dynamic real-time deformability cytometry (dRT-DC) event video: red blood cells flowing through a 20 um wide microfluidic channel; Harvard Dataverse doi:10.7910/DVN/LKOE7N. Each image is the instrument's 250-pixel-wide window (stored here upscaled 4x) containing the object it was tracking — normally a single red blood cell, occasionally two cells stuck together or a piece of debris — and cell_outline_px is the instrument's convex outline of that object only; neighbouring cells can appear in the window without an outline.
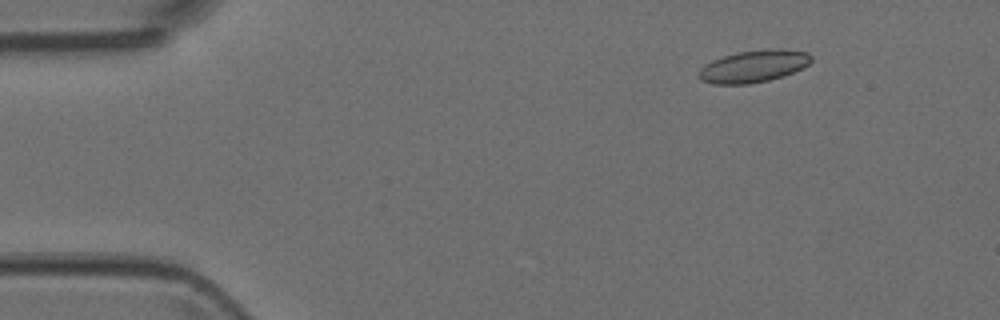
{"species": "Egyptian fruit bat (a non-hibernating species)", "species_latin": "Rousettus aegyptiacus", "temperature_condition": "room temperature", "stored_images_in_passage": 5, "camera_frame_rate_fps": 3000, "um_per_image_px": 0.085, "animal": {"sex": "female"}, "frame": {"image": 1, "passage_image": 2, "time_ms": 0.333, "image_size_px": [1000, 320], "cell_outline_px": [[812, 60], [804, 68], [784, 76], [768, 80], [748, 84], [712, 84], [700, 80], [700, 68], [704, 64], [712, 60], [736, 52], [764, 48], [784, 48], [808, 52], [812, 56]], "centroid_in_image_um": [64.1, 5.61], "position_along_channel_um": 20.9, "area_um2": 21.44}}